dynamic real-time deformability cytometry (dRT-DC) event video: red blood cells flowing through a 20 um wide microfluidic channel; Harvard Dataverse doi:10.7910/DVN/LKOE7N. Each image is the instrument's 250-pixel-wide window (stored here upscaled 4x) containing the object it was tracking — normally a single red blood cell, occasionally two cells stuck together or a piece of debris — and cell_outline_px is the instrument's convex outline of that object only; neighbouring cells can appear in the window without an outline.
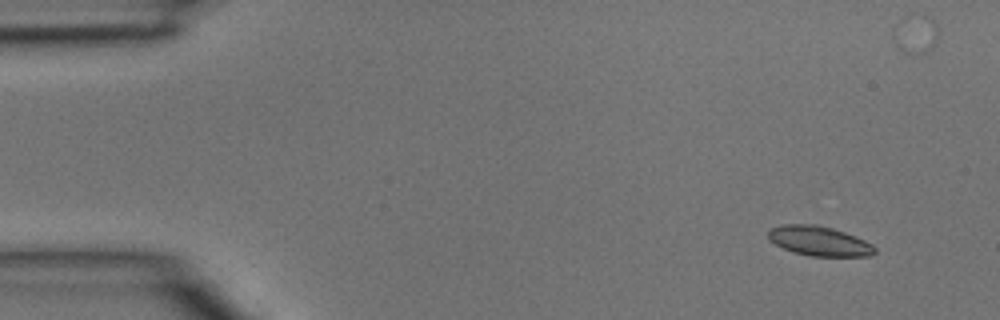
{"species": "common noctule bat (a hibernating species)", "species_latin": "Nyctalus noctula", "temperature_condition": "room temperature", "stored_images_in_passage": 4, "camera_frame_rate_fps": 3000, "um_per_image_px": 0.085, "animal": {"sex": "male", "body_mass_g": 15.6}, "frame": {"image": 1, "passage_image": 1, "time_ms": 0.0, "image_size_px": [1000, 320], "cell_outline_px": [[876, 252], [872, 256], [812, 256], [792, 252], [768, 240], [768, 228], [784, 224], [816, 224], [832, 228], [856, 236], [872, 244], [876, 248]], "centroid_in_image_um": [69.62, 20.48], "position_along_channel_um": 15.4, "area_um2": 18.55}}